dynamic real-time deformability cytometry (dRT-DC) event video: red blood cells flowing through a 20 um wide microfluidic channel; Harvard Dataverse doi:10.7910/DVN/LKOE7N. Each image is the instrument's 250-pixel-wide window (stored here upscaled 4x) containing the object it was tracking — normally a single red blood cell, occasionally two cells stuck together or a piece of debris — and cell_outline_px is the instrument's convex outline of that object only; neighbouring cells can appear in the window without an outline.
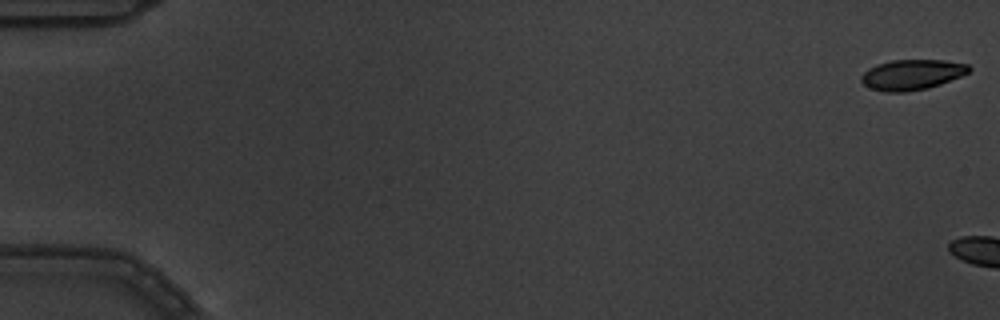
{"species": "common noctule bat (a hibernating species)", "species_latin": "Nyctalus noctula", "temperature_condition": "warm", "stored_images_in_passage": 3, "camera_frame_rate_fps": 3000, "um_per_image_px": 0.085, "animal": {"sex": "male", "body_mass_g": 19.5, "forearm_length_mm": 54.6}, "frame": {"image": 1, "passage_image": 1, "time_ms": 0.0, "image_size_px": [1000, 320], "cell_outline_px": [[972, 68], [968, 72], [960, 76], [940, 84], [928, 88], [904, 92], [884, 92], [872, 88], [864, 84], [860, 80], [860, 76], [868, 68], [876, 64], [892, 60], [944, 60], [968, 64]], "centroid_in_image_um": [77.49, 6.34], "position_along_channel_um": 7.5, "area_um2": 19.02}}